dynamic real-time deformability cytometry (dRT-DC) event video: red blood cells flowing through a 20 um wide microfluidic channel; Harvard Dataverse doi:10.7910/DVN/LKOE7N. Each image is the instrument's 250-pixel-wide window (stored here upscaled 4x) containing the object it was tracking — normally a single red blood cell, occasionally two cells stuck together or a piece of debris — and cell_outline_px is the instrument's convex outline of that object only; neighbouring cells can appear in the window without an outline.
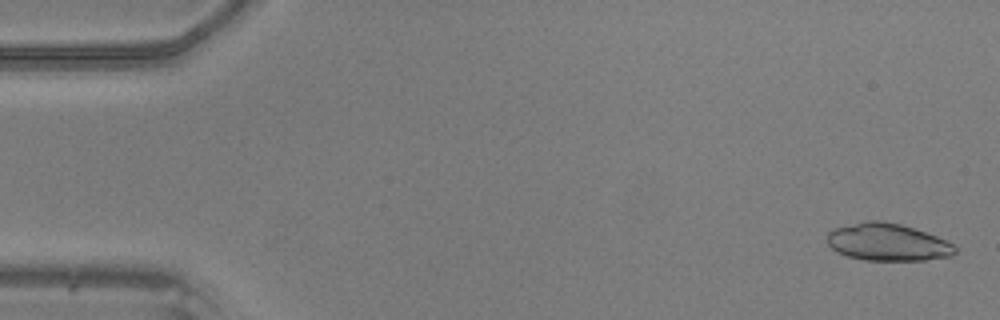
{"species": "common noctule bat (a hibernating species)", "species_latin": "Nyctalus noctula", "temperature_condition": "warm", "stored_images_in_passage": 49, "camera_frame_rate_fps": 3000, "um_per_image_px": 0.085, "animal": {"sex": "male", "body_mass_g": 20.5, "forearm_length_mm": 52.5}, "frame": {"image": 1, "passage_image": 2, "time_ms": 0.333, "image_size_px": [1000, 320], "cell_outline_px": [[956, 252], [952, 256], [924, 260], [864, 260], [848, 256], [836, 252], [828, 244], [828, 232], [832, 228], [864, 220], [880, 220], [900, 224], [936, 236], [952, 244], [956, 248]], "centroid_in_image_um": [75.4, 20.58], "position_along_channel_um": 9.6, "area_um2": 27.8}}
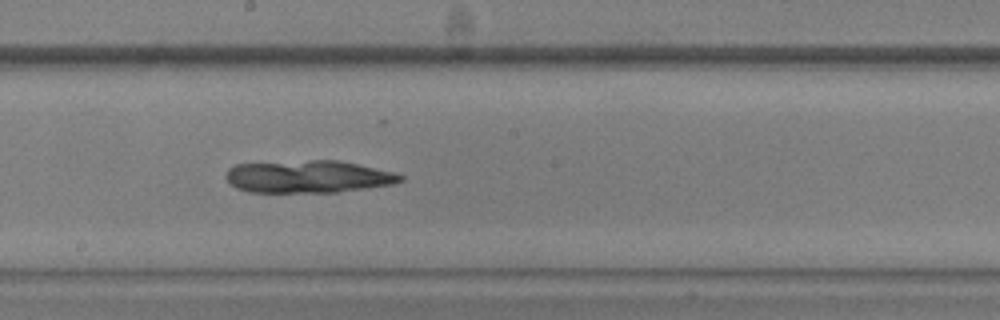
{"frame": {"image": 2, "passage_image": 27, "time_ms": 8.667, "image_size_px": [1000, 320], "cell_outline_px": [[404, 180], [392, 184], [336, 192], [248, 192], [236, 188], [224, 176], [228, 168], [236, 164], [312, 160], [336, 160], [396, 172], [404, 176]], "centroid_in_image_um": [26.18, 15.01], "position_along_channel_um": 222.0, "area_um2": 32.89}}
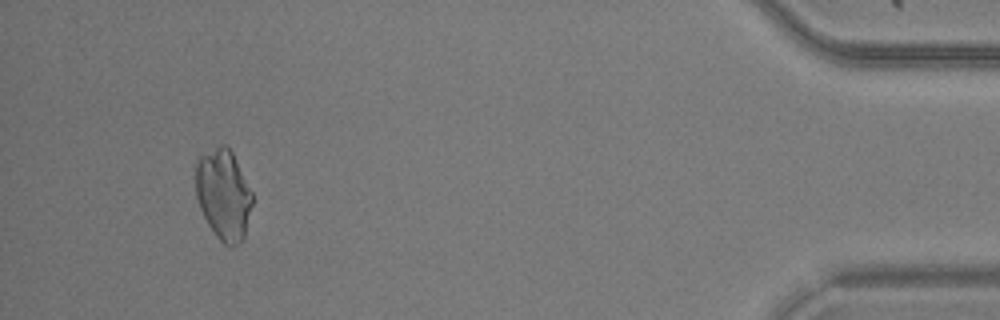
{"frame": {"image": 3, "passage_image": 46, "time_ms": 15.0, "image_size_px": [1000, 320], "cell_outline_px": [[252, 204], [244, 240], [232, 248], [228, 248], [216, 236], [208, 224], [200, 208], [196, 196], [196, 160], [200, 156], [220, 144], [224, 144], [232, 152], [252, 192]], "centroid_in_image_um": [19.0, 16.57], "position_along_channel_um": 416.2, "area_um2": 29.94}}